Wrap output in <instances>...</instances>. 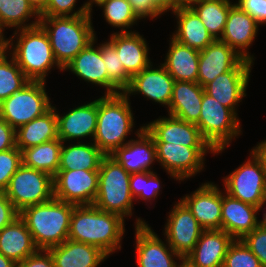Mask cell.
<instances>
[{
	"mask_svg": "<svg viewBox=\"0 0 266 267\" xmlns=\"http://www.w3.org/2000/svg\"><path fill=\"white\" fill-rule=\"evenodd\" d=\"M125 219L94 205L75 206L68 239L100 248L109 257L121 251L126 236Z\"/></svg>",
	"mask_w": 266,
	"mask_h": 267,
	"instance_id": "obj_1",
	"label": "cell"
},
{
	"mask_svg": "<svg viewBox=\"0 0 266 267\" xmlns=\"http://www.w3.org/2000/svg\"><path fill=\"white\" fill-rule=\"evenodd\" d=\"M131 102L123 93L98 98L97 127L92 142L105 155H111L132 139L129 136H136L144 128L142 123L137 129Z\"/></svg>",
	"mask_w": 266,
	"mask_h": 267,
	"instance_id": "obj_2",
	"label": "cell"
},
{
	"mask_svg": "<svg viewBox=\"0 0 266 267\" xmlns=\"http://www.w3.org/2000/svg\"><path fill=\"white\" fill-rule=\"evenodd\" d=\"M7 52L30 81L47 82L51 71L63 68L56 61L49 38L38 24L13 31L8 37Z\"/></svg>",
	"mask_w": 266,
	"mask_h": 267,
	"instance_id": "obj_3",
	"label": "cell"
},
{
	"mask_svg": "<svg viewBox=\"0 0 266 267\" xmlns=\"http://www.w3.org/2000/svg\"><path fill=\"white\" fill-rule=\"evenodd\" d=\"M92 15L73 17H40L54 57L64 69L97 36Z\"/></svg>",
	"mask_w": 266,
	"mask_h": 267,
	"instance_id": "obj_4",
	"label": "cell"
},
{
	"mask_svg": "<svg viewBox=\"0 0 266 267\" xmlns=\"http://www.w3.org/2000/svg\"><path fill=\"white\" fill-rule=\"evenodd\" d=\"M75 206L53 198L42 204L27 206L20 212L38 249L47 250L68 239Z\"/></svg>",
	"mask_w": 266,
	"mask_h": 267,
	"instance_id": "obj_5",
	"label": "cell"
},
{
	"mask_svg": "<svg viewBox=\"0 0 266 267\" xmlns=\"http://www.w3.org/2000/svg\"><path fill=\"white\" fill-rule=\"evenodd\" d=\"M98 172V193L93 205L102 211L120 215L125 220L134 217L132 226L148 224L144 218L134 214L136 203L129 187L131 174L111 155L103 157Z\"/></svg>",
	"mask_w": 266,
	"mask_h": 267,
	"instance_id": "obj_6",
	"label": "cell"
},
{
	"mask_svg": "<svg viewBox=\"0 0 266 267\" xmlns=\"http://www.w3.org/2000/svg\"><path fill=\"white\" fill-rule=\"evenodd\" d=\"M241 118L216 99L203 93L201 113L196 123L202 137L216 151L222 153L232 146V142L243 135Z\"/></svg>",
	"mask_w": 266,
	"mask_h": 267,
	"instance_id": "obj_7",
	"label": "cell"
},
{
	"mask_svg": "<svg viewBox=\"0 0 266 267\" xmlns=\"http://www.w3.org/2000/svg\"><path fill=\"white\" fill-rule=\"evenodd\" d=\"M250 149L246 160L222 177L221 181L224 192L259 208L266 199V173L263 161Z\"/></svg>",
	"mask_w": 266,
	"mask_h": 267,
	"instance_id": "obj_8",
	"label": "cell"
},
{
	"mask_svg": "<svg viewBox=\"0 0 266 267\" xmlns=\"http://www.w3.org/2000/svg\"><path fill=\"white\" fill-rule=\"evenodd\" d=\"M154 144L157 165L169 175L170 180L172 178L179 184L205 171L207 154L215 157L216 152L212 147H186L169 142H154Z\"/></svg>",
	"mask_w": 266,
	"mask_h": 267,
	"instance_id": "obj_9",
	"label": "cell"
},
{
	"mask_svg": "<svg viewBox=\"0 0 266 267\" xmlns=\"http://www.w3.org/2000/svg\"><path fill=\"white\" fill-rule=\"evenodd\" d=\"M47 82L30 81L0 103V117L15 130L43 115L53 105L47 92Z\"/></svg>",
	"mask_w": 266,
	"mask_h": 267,
	"instance_id": "obj_10",
	"label": "cell"
},
{
	"mask_svg": "<svg viewBox=\"0 0 266 267\" xmlns=\"http://www.w3.org/2000/svg\"><path fill=\"white\" fill-rule=\"evenodd\" d=\"M4 192L21 212L27 206L42 204L54 198L53 177L22 164Z\"/></svg>",
	"mask_w": 266,
	"mask_h": 267,
	"instance_id": "obj_11",
	"label": "cell"
},
{
	"mask_svg": "<svg viewBox=\"0 0 266 267\" xmlns=\"http://www.w3.org/2000/svg\"><path fill=\"white\" fill-rule=\"evenodd\" d=\"M167 212L161 235L170 247L184 260L194 249L204 230L187 206L180 200Z\"/></svg>",
	"mask_w": 266,
	"mask_h": 267,
	"instance_id": "obj_12",
	"label": "cell"
},
{
	"mask_svg": "<svg viewBox=\"0 0 266 267\" xmlns=\"http://www.w3.org/2000/svg\"><path fill=\"white\" fill-rule=\"evenodd\" d=\"M89 100L83 104H73V108L62 113L57 108L58 105L53 103L57 116L58 138L62 142L93 141L97 127L98 97L92 98L93 101Z\"/></svg>",
	"mask_w": 266,
	"mask_h": 267,
	"instance_id": "obj_13",
	"label": "cell"
},
{
	"mask_svg": "<svg viewBox=\"0 0 266 267\" xmlns=\"http://www.w3.org/2000/svg\"><path fill=\"white\" fill-rule=\"evenodd\" d=\"M160 64V65H159ZM175 80L161 63L154 61L140 73L131 77L130 84L123 94L131 99L135 95L143 96L154 105L159 104L167 110L172 98Z\"/></svg>",
	"mask_w": 266,
	"mask_h": 267,
	"instance_id": "obj_14",
	"label": "cell"
},
{
	"mask_svg": "<svg viewBox=\"0 0 266 267\" xmlns=\"http://www.w3.org/2000/svg\"><path fill=\"white\" fill-rule=\"evenodd\" d=\"M136 267H179L183 259L148 224L134 226Z\"/></svg>",
	"mask_w": 266,
	"mask_h": 267,
	"instance_id": "obj_15",
	"label": "cell"
},
{
	"mask_svg": "<svg viewBox=\"0 0 266 267\" xmlns=\"http://www.w3.org/2000/svg\"><path fill=\"white\" fill-rule=\"evenodd\" d=\"M254 64L250 60L243 59L233 70L220 74L208 83L204 87L205 93L239 115L238 107L247 97Z\"/></svg>",
	"mask_w": 266,
	"mask_h": 267,
	"instance_id": "obj_16",
	"label": "cell"
},
{
	"mask_svg": "<svg viewBox=\"0 0 266 267\" xmlns=\"http://www.w3.org/2000/svg\"><path fill=\"white\" fill-rule=\"evenodd\" d=\"M96 36L64 69L78 77L80 82H86L92 88H102V95L123 93L109 78L105 63L101 56L100 43ZM94 85V86H93Z\"/></svg>",
	"mask_w": 266,
	"mask_h": 267,
	"instance_id": "obj_17",
	"label": "cell"
},
{
	"mask_svg": "<svg viewBox=\"0 0 266 267\" xmlns=\"http://www.w3.org/2000/svg\"><path fill=\"white\" fill-rule=\"evenodd\" d=\"M98 181V171L58 170L53 177L54 198L76 206L93 205Z\"/></svg>",
	"mask_w": 266,
	"mask_h": 267,
	"instance_id": "obj_18",
	"label": "cell"
},
{
	"mask_svg": "<svg viewBox=\"0 0 266 267\" xmlns=\"http://www.w3.org/2000/svg\"><path fill=\"white\" fill-rule=\"evenodd\" d=\"M204 230L221 229L222 188L212 181L179 198Z\"/></svg>",
	"mask_w": 266,
	"mask_h": 267,
	"instance_id": "obj_19",
	"label": "cell"
},
{
	"mask_svg": "<svg viewBox=\"0 0 266 267\" xmlns=\"http://www.w3.org/2000/svg\"><path fill=\"white\" fill-rule=\"evenodd\" d=\"M260 26L253 17L234 3L230 7L220 41L233 48L242 58L255 62L257 58L250 48L258 36Z\"/></svg>",
	"mask_w": 266,
	"mask_h": 267,
	"instance_id": "obj_20",
	"label": "cell"
},
{
	"mask_svg": "<svg viewBox=\"0 0 266 267\" xmlns=\"http://www.w3.org/2000/svg\"><path fill=\"white\" fill-rule=\"evenodd\" d=\"M159 116L144 124L154 142H166L186 147H211L202 137L196 124L185 122L174 116Z\"/></svg>",
	"mask_w": 266,
	"mask_h": 267,
	"instance_id": "obj_21",
	"label": "cell"
},
{
	"mask_svg": "<svg viewBox=\"0 0 266 267\" xmlns=\"http://www.w3.org/2000/svg\"><path fill=\"white\" fill-rule=\"evenodd\" d=\"M106 40L116 49L125 71L132 77L148 67L153 61L150 45L138 31L118 33L113 30Z\"/></svg>",
	"mask_w": 266,
	"mask_h": 267,
	"instance_id": "obj_22",
	"label": "cell"
},
{
	"mask_svg": "<svg viewBox=\"0 0 266 267\" xmlns=\"http://www.w3.org/2000/svg\"><path fill=\"white\" fill-rule=\"evenodd\" d=\"M111 156L130 174L156 171V147L145 128L124 146L117 148Z\"/></svg>",
	"mask_w": 266,
	"mask_h": 267,
	"instance_id": "obj_23",
	"label": "cell"
},
{
	"mask_svg": "<svg viewBox=\"0 0 266 267\" xmlns=\"http://www.w3.org/2000/svg\"><path fill=\"white\" fill-rule=\"evenodd\" d=\"M259 208L238 200L222 189L221 229L242 240L259 225Z\"/></svg>",
	"mask_w": 266,
	"mask_h": 267,
	"instance_id": "obj_24",
	"label": "cell"
},
{
	"mask_svg": "<svg viewBox=\"0 0 266 267\" xmlns=\"http://www.w3.org/2000/svg\"><path fill=\"white\" fill-rule=\"evenodd\" d=\"M234 239L222 229L203 230L194 249L183 260L189 267H222Z\"/></svg>",
	"mask_w": 266,
	"mask_h": 267,
	"instance_id": "obj_25",
	"label": "cell"
},
{
	"mask_svg": "<svg viewBox=\"0 0 266 267\" xmlns=\"http://www.w3.org/2000/svg\"><path fill=\"white\" fill-rule=\"evenodd\" d=\"M243 59L226 43L214 40L200 50L197 83L205 87L220 74L233 70Z\"/></svg>",
	"mask_w": 266,
	"mask_h": 267,
	"instance_id": "obj_26",
	"label": "cell"
},
{
	"mask_svg": "<svg viewBox=\"0 0 266 267\" xmlns=\"http://www.w3.org/2000/svg\"><path fill=\"white\" fill-rule=\"evenodd\" d=\"M47 250L53 258L54 267H99L109 259L100 248L71 239Z\"/></svg>",
	"mask_w": 266,
	"mask_h": 267,
	"instance_id": "obj_27",
	"label": "cell"
},
{
	"mask_svg": "<svg viewBox=\"0 0 266 267\" xmlns=\"http://www.w3.org/2000/svg\"><path fill=\"white\" fill-rule=\"evenodd\" d=\"M175 30L171 35L178 42L197 50H203L210 45L214 39L189 5H181L173 13Z\"/></svg>",
	"mask_w": 266,
	"mask_h": 267,
	"instance_id": "obj_28",
	"label": "cell"
},
{
	"mask_svg": "<svg viewBox=\"0 0 266 267\" xmlns=\"http://www.w3.org/2000/svg\"><path fill=\"white\" fill-rule=\"evenodd\" d=\"M204 87L197 82L175 81L167 114L196 124L201 113Z\"/></svg>",
	"mask_w": 266,
	"mask_h": 267,
	"instance_id": "obj_29",
	"label": "cell"
},
{
	"mask_svg": "<svg viewBox=\"0 0 266 267\" xmlns=\"http://www.w3.org/2000/svg\"><path fill=\"white\" fill-rule=\"evenodd\" d=\"M169 39L161 64L175 81L197 82L200 51L178 42L171 35Z\"/></svg>",
	"mask_w": 266,
	"mask_h": 267,
	"instance_id": "obj_30",
	"label": "cell"
},
{
	"mask_svg": "<svg viewBox=\"0 0 266 267\" xmlns=\"http://www.w3.org/2000/svg\"><path fill=\"white\" fill-rule=\"evenodd\" d=\"M37 250L31 233L20 216L0 230V253L16 264Z\"/></svg>",
	"mask_w": 266,
	"mask_h": 267,
	"instance_id": "obj_31",
	"label": "cell"
},
{
	"mask_svg": "<svg viewBox=\"0 0 266 267\" xmlns=\"http://www.w3.org/2000/svg\"><path fill=\"white\" fill-rule=\"evenodd\" d=\"M16 146L23 149L58 139L57 116L52 106L43 115L15 130Z\"/></svg>",
	"mask_w": 266,
	"mask_h": 267,
	"instance_id": "obj_32",
	"label": "cell"
},
{
	"mask_svg": "<svg viewBox=\"0 0 266 267\" xmlns=\"http://www.w3.org/2000/svg\"><path fill=\"white\" fill-rule=\"evenodd\" d=\"M104 156L105 154L92 141L63 142L58 170L98 171Z\"/></svg>",
	"mask_w": 266,
	"mask_h": 267,
	"instance_id": "obj_33",
	"label": "cell"
},
{
	"mask_svg": "<svg viewBox=\"0 0 266 267\" xmlns=\"http://www.w3.org/2000/svg\"><path fill=\"white\" fill-rule=\"evenodd\" d=\"M94 6L101 9L102 19L110 27L115 28V31L118 29L116 31L118 33L137 31L135 30L137 28L134 27H137L139 22L141 23L128 0H92L91 12H93Z\"/></svg>",
	"mask_w": 266,
	"mask_h": 267,
	"instance_id": "obj_34",
	"label": "cell"
},
{
	"mask_svg": "<svg viewBox=\"0 0 266 267\" xmlns=\"http://www.w3.org/2000/svg\"><path fill=\"white\" fill-rule=\"evenodd\" d=\"M234 0H196L188 4L214 40H220Z\"/></svg>",
	"mask_w": 266,
	"mask_h": 267,
	"instance_id": "obj_35",
	"label": "cell"
},
{
	"mask_svg": "<svg viewBox=\"0 0 266 267\" xmlns=\"http://www.w3.org/2000/svg\"><path fill=\"white\" fill-rule=\"evenodd\" d=\"M63 142L58 138L21 151L22 164L45 172L52 177L58 172Z\"/></svg>",
	"mask_w": 266,
	"mask_h": 267,
	"instance_id": "obj_36",
	"label": "cell"
},
{
	"mask_svg": "<svg viewBox=\"0 0 266 267\" xmlns=\"http://www.w3.org/2000/svg\"><path fill=\"white\" fill-rule=\"evenodd\" d=\"M40 16L27 0H0V24L16 31L39 24Z\"/></svg>",
	"mask_w": 266,
	"mask_h": 267,
	"instance_id": "obj_37",
	"label": "cell"
},
{
	"mask_svg": "<svg viewBox=\"0 0 266 267\" xmlns=\"http://www.w3.org/2000/svg\"><path fill=\"white\" fill-rule=\"evenodd\" d=\"M159 175L157 171H145L130 175V192L136 204L140 203L139 201H143L142 204L145 203L149 210L155 207L156 199L162 194L163 189V182L160 180L161 177Z\"/></svg>",
	"mask_w": 266,
	"mask_h": 267,
	"instance_id": "obj_38",
	"label": "cell"
},
{
	"mask_svg": "<svg viewBox=\"0 0 266 267\" xmlns=\"http://www.w3.org/2000/svg\"><path fill=\"white\" fill-rule=\"evenodd\" d=\"M30 80L19 68L15 59L4 51L0 54V103L21 90Z\"/></svg>",
	"mask_w": 266,
	"mask_h": 267,
	"instance_id": "obj_39",
	"label": "cell"
},
{
	"mask_svg": "<svg viewBox=\"0 0 266 267\" xmlns=\"http://www.w3.org/2000/svg\"><path fill=\"white\" fill-rule=\"evenodd\" d=\"M104 40L100 42V50L108 78L123 92L130 84L131 76L125 71L116 49Z\"/></svg>",
	"mask_w": 266,
	"mask_h": 267,
	"instance_id": "obj_40",
	"label": "cell"
},
{
	"mask_svg": "<svg viewBox=\"0 0 266 267\" xmlns=\"http://www.w3.org/2000/svg\"><path fill=\"white\" fill-rule=\"evenodd\" d=\"M78 1L80 2V0H49L46 8L39 14V16L73 17L92 15V0H85L81 6H77Z\"/></svg>",
	"mask_w": 266,
	"mask_h": 267,
	"instance_id": "obj_41",
	"label": "cell"
},
{
	"mask_svg": "<svg viewBox=\"0 0 266 267\" xmlns=\"http://www.w3.org/2000/svg\"><path fill=\"white\" fill-rule=\"evenodd\" d=\"M222 267L263 266L242 240H234L227 249Z\"/></svg>",
	"mask_w": 266,
	"mask_h": 267,
	"instance_id": "obj_42",
	"label": "cell"
},
{
	"mask_svg": "<svg viewBox=\"0 0 266 267\" xmlns=\"http://www.w3.org/2000/svg\"><path fill=\"white\" fill-rule=\"evenodd\" d=\"M22 165L21 150L15 148L0 152V191H5L11 177Z\"/></svg>",
	"mask_w": 266,
	"mask_h": 267,
	"instance_id": "obj_43",
	"label": "cell"
},
{
	"mask_svg": "<svg viewBox=\"0 0 266 267\" xmlns=\"http://www.w3.org/2000/svg\"><path fill=\"white\" fill-rule=\"evenodd\" d=\"M242 241L260 260L261 265L266 267V227L258 225L253 231L247 234Z\"/></svg>",
	"mask_w": 266,
	"mask_h": 267,
	"instance_id": "obj_44",
	"label": "cell"
},
{
	"mask_svg": "<svg viewBox=\"0 0 266 267\" xmlns=\"http://www.w3.org/2000/svg\"><path fill=\"white\" fill-rule=\"evenodd\" d=\"M235 4L253 17L261 27L266 26V0H235Z\"/></svg>",
	"mask_w": 266,
	"mask_h": 267,
	"instance_id": "obj_45",
	"label": "cell"
},
{
	"mask_svg": "<svg viewBox=\"0 0 266 267\" xmlns=\"http://www.w3.org/2000/svg\"><path fill=\"white\" fill-rule=\"evenodd\" d=\"M136 16L141 21L157 20L163 16L151 3V0H128Z\"/></svg>",
	"mask_w": 266,
	"mask_h": 267,
	"instance_id": "obj_46",
	"label": "cell"
},
{
	"mask_svg": "<svg viewBox=\"0 0 266 267\" xmlns=\"http://www.w3.org/2000/svg\"><path fill=\"white\" fill-rule=\"evenodd\" d=\"M20 216V212L7 198L4 191H0V230L12 223Z\"/></svg>",
	"mask_w": 266,
	"mask_h": 267,
	"instance_id": "obj_47",
	"label": "cell"
},
{
	"mask_svg": "<svg viewBox=\"0 0 266 267\" xmlns=\"http://www.w3.org/2000/svg\"><path fill=\"white\" fill-rule=\"evenodd\" d=\"M16 267H54V261L48 250L38 249L34 254L17 263Z\"/></svg>",
	"mask_w": 266,
	"mask_h": 267,
	"instance_id": "obj_48",
	"label": "cell"
},
{
	"mask_svg": "<svg viewBox=\"0 0 266 267\" xmlns=\"http://www.w3.org/2000/svg\"><path fill=\"white\" fill-rule=\"evenodd\" d=\"M16 147L15 129L0 117V152Z\"/></svg>",
	"mask_w": 266,
	"mask_h": 267,
	"instance_id": "obj_49",
	"label": "cell"
},
{
	"mask_svg": "<svg viewBox=\"0 0 266 267\" xmlns=\"http://www.w3.org/2000/svg\"><path fill=\"white\" fill-rule=\"evenodd\" d=\"M151 3L163 16L172 14L182 5L178 0H151Z\"/></svg>",
	"mask_w": 266,
	"mask_h": 267,
	"instance_id": "obj_50",
	"label": "cell"
},
{
	"mask_svg": "<svg viewBox=\"0 0 266 267\" xmlns=\"http://www.w3.org/2000/svg\"><path fill=\"white\" fill-rule=\"evenodd\" d=\"M252 149L257 153V155L263 161L265 173H266V138H264L260 142H257V144L254 145Z\"/></svg>",
	"mask_w": 266,
	"mask_h": 267,
	"instance_id": "obj_51",
	"label": "cell"
},
{
	"mask_svg": "<svg viewBox=\"0 0 266 267\" xmlns=\"http://www.w3.org/2000/svg\"><path fill=\"white\" fill-rule=\"evenodd\" d=\"M28 3L34 8V10L40 14L48 4L49 0H27Z\"/></svg>",
	"mask_w": 266,
	"mask_h": 267,
	"instance_id": "obj_52",
	"label": "cell"
},
{
	"mask_svg": "<svg viewBox=\"0 0 266 267\" xmlns=\"http://www.w3.org/2000/svg\"><path fill=\"white\" fill-rule=\"evenodd\" d=\"M0 267H16V263L0 253Z\"/></svg>",
	"mask_w": 266,
	"mask_h": 267,
	"instance_id": "obj_53",
	"label": "cell"
},
{
	"mask_svg": "<svg viewBox=\"0 0 266 267\" xmlns=\"http://www.w3.org/2000/svg\"><path fill=\"white\" fill-rule=\"evenodd\" d=\"M259 212H262V218L259 219V225L266 227V199L259 207Z\"/></svg>",
	"mask_w": 266,
	"mask_h": 267,
	"instance_id": "obj_54",
	"label": "cell"
},
{
	"mask_svg": "<svg viewBox=\"0 0 266 267\" xmlns=\"http://www.w3.org/2000/svg\"><path fill=\"white\" fill-rule=\"evenodd\" d=\"M0 24V44H8L7 31Z\"/></svg>",
	"mask_w": 266,
	"mask_h": 267,
	"instance_id": "obj_55",
	"label": "cell"
},
{
	"mask_svg": "<svg viewBox=\"0 0 266 267\" xmlns=\"http://www.w3.org/2000/svg\"><path fill=\"white\" fill-rule=\"evenodd\" d=\"M8 44H0V54L4 51H7Z\"/></svg>",
	"mask_w": 266,
	"mask_h": 267,
	"instance_id": "obj_56",
	"label": "cell"
},
{
	"mask_svg": "<svg viewBox=\"0 0 266 267\" xmlns=\"http://www.w3.org/2000/svg\"><path fill=\"white\" fill-rule=\"evenodd\" d=\"M182 5H188L191 3V0H178Z\"/></svg>",
	"mask_w": 266,
	"mask_h": 267,
	"instance_id": "obj_57",
	"label": "cell"
},
{
	"mask_svg": "<svg viewBox=\"0 0 266 267\" xmlns=\"http://www.w3.org/2000/svg\"><path fill=\"white\" fill-rule=\"evenodd\" d=\"M179 267H189L184 261Z\"/></svg>",
	"mask_w": 266,
	"mask_h": 267,
	"instance_id": "obj_58",
	"label": "cell"
}]
</instances>
